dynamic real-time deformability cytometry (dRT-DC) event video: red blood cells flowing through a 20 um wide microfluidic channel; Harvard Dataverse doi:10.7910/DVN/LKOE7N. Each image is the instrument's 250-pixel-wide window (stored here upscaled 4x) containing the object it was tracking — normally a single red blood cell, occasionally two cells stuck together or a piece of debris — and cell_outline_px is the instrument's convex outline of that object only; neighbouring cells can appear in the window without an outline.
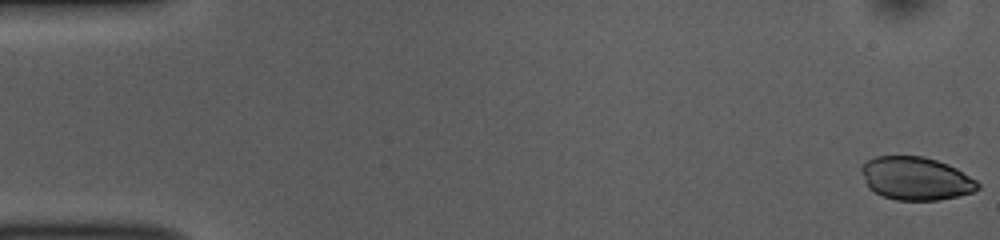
{"species": "common noctule bat (a hibernating species)", "species_latin": "Nyctalus noctula", "temperature_condition": "room temperature", "stored_images_in_passage": 53, "camera_frame_rate_fps": 3000, "um_per_image_px": 0.085, "animal": {"sex": "female", "body_mass_g": 10.0, "forearm_length_mm": 53.1}, "frame": {"image": 1, "passage_image": 1, "time_ms": 0.0, "image_size_px": [1000, 240], "cell_outline_px": [[980, 188], [972, 192], [940, 200], [896, 200], [884, 196], [868, 188], [860, 172], [860, 168], [868, 160], [876, 156], [924, 156], [948, 164], [956, 168], [976, 180], [980, 184]], "centroid_in_image_um": [77.84, 15.17], "position_along_channel_um": 7.2, "area_um2": 29.19}}
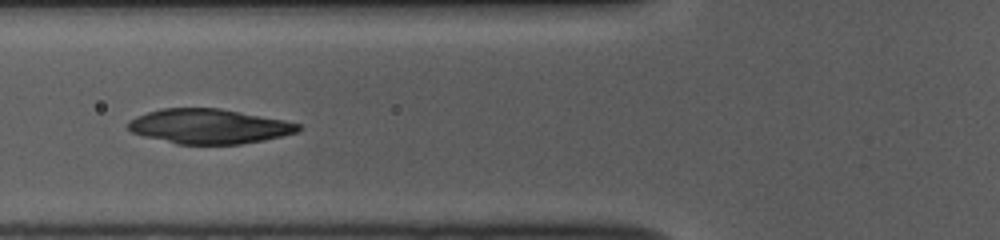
{"frame": {"image": 2, "passage_image": 20, "time_ms": 6.333, "image_size_px": [1000, 240], "cell_outline_px": [[300, 128], [296, 132], [264, 140], [240, 144], [176, 144], [144, 136], [132, 132], [124, 124], [128, 120], [136, 116], [160, 108], [220, 108], [284, 120], [300, 124]], "centroid_in_image_um": [17.7, 10.73], "position_along_channel_um": 108.1, "area_um2": 34.39}}
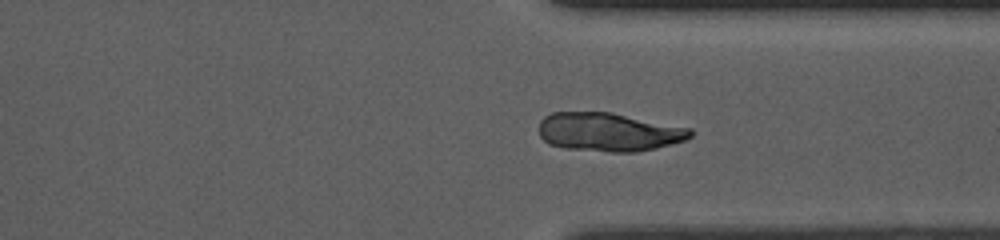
{"frame": {"image": 3, "passage_image": 40, "time_ms": 13.0, "image_size_px": [1000, 240], "cell_outline_px": [[692, 136], [688, 140], [656, 148], [636, 152], [612, 152], [564, 148], [548, 144], [540, 136], [540, 120], [544, 116], [552, 112], [612, 112], [692, 128]], "centroid_in_image_um": [51.77, 11.22], "position_along_channel_um": 359.6, "area_um2": 34.39}}